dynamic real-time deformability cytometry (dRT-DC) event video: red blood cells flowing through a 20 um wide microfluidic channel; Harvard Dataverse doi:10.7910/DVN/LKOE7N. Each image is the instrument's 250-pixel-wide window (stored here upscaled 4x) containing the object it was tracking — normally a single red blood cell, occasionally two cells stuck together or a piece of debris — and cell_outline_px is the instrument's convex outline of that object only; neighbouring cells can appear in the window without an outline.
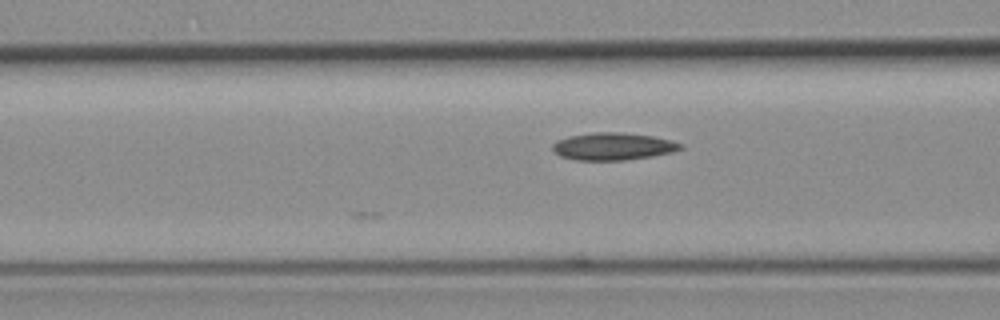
{"species": "common noctule bat (a hibernating species)", "species_latin": "Nyctalus noctula", "temperature_condition": "room temperature", "stored_images_in_passage": 4, "camera_frame_rate_fps": 3000, "um_per_image_px": 0.085, "animal": {"sex": "female", "body_mass_g": 19.3, "forearm_length_mm": 54.1}, "frame": {"image": 1, "passage_image": 4, "time_ms": 3.667, "image_size_px": [1000, 320], "cell_outline_px": [[684, 148], [672, 152], [652, 156], [624, 160], [576, 160], [560, 156], [552, 148], [552, 144], [556, 140], [568, 136], [592, 132], [620, 132], [652, 136], [684, 144]], "centroid_in_image_um": [52.09, 12.44], "position_along_channel_um": 114.5, "area_um2": 20.4}}